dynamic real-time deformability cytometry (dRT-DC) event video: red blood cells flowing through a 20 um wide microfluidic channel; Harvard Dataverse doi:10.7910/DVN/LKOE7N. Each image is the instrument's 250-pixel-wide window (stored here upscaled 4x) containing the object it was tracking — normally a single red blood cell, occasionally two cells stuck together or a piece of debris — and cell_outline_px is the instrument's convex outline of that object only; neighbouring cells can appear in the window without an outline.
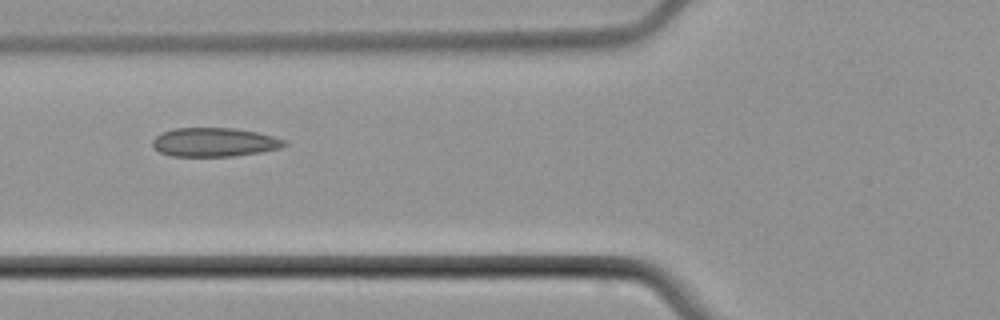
{"species": "common noctule bat (a hibernating species)", "species_latin": "Nyctalus noctula", "temperature_condition": "cold", "stored_images_in_passage": 2, "camera_frame_rate_fps": 3000, "um_per_image_px": 0.085, "animal": {"sex": "male", "body_mass_g": 21.5, "forearm_length_mm": 52.0}, "frame": {"image": 1, "passage_image": 2, "time_ms": 1.0, "image_size_px": [1000, 320], "cell_outline_px": [[288, 144], [280, 148], [260, 152], [232, 156], [172, 156], [160, 152], [152, 148], [152, 140], [160, 132], [176, 128], [232, 128], [256, 132], [288, 140]], "centroid_in_image_um": [18.2, 12.09], "position_along_channel_um": 107.6, "area_um2": 22.25}}